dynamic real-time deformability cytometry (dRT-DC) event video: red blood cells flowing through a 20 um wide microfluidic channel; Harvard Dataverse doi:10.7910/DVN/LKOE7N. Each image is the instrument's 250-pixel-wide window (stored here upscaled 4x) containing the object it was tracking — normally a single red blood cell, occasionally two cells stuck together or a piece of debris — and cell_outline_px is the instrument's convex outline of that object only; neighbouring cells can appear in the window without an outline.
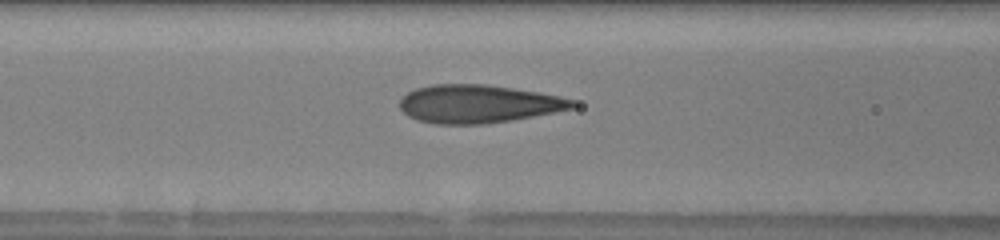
{"species": "human", "species_latin": "Homo sapiens", "temperature_condition": "warm", "stored_images_in_passage": 38, "camera_frame_rate_fps": 3000, "um_per_image_px": 0.085, "donor": {"sex": "male"}, "frame": {"image": 1, "passage_image": 18, "time_ms": 5.667, "image_size_px": [1000, 240], "cell_outline_px": [[580, 104], [576, 108], [512, 120], [484, 124], [436, 124], [420, 120], [408, 116], [400, 108], [400, 100], [408, 92], [416, 88], [432, 84], [484, 84], [512, 88], [560, 96], [576, 100]], "centroid_in_image_um": [40.7, 8.83], "position_along_channel_um": 125.9, "area_um2": 38.44}}
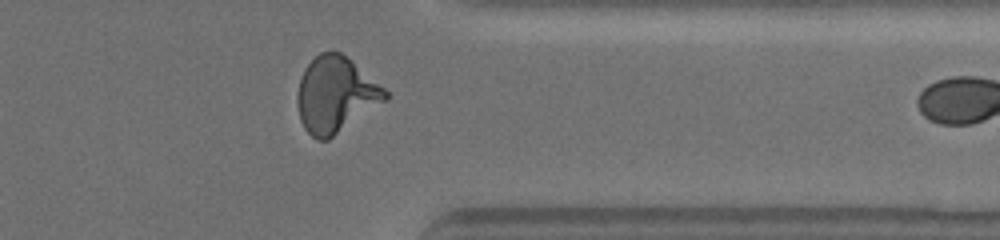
{"frame": {"image": 2, "passage_image": 37, "time_ms": 12.0, "image_size_px": [1000, 240], "cell_outline_px": [[388, 100], [328, 140], [316, 140], [304, 128], [300, 120], [296, 100], [296, 96], [300, 76], [304, 68], [320, 52], [340, 52], [384, 88], [388, 92]], "centroid_in_image_um": [28.5, 8.08], "position_along_channel_um": 382.9, "area_um2": 38.67}}